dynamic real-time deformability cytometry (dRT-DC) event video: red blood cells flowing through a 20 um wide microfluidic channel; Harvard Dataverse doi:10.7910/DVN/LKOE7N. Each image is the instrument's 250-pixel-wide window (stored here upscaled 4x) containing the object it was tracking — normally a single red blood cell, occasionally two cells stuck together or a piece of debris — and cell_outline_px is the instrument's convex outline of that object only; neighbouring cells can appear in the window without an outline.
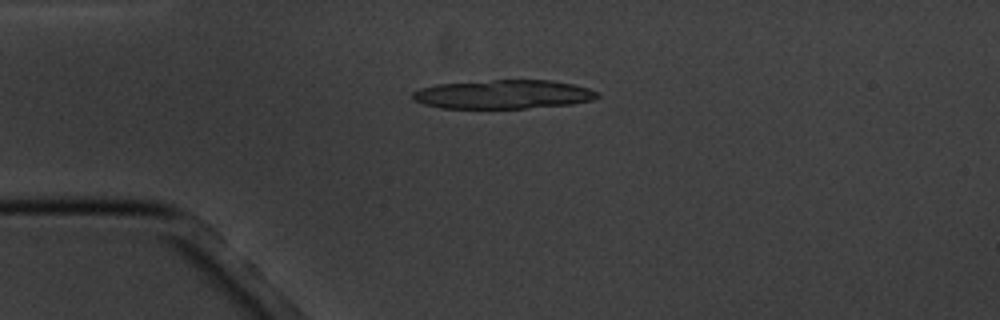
{"species": "common noctule bat (a hibernating species)", "species_latin": "Nyctalus noctula", "temperature_condition": "cold", "stored_images_in_passage": 4, "camera_frame_rate_fps": 3000, "um_per_image_px": 0.085, "animal": {"sex": "male", "body_mass_g": 20.1, "forearm_length_mm": 53.5}, "frame": {"image": 1, "passage_image": 3, "time_ms": 3.333, "image_size_px": [1000, 320], "cell_outline_px": [[600, 96], [592, 100], [572, 104], [524, 108], [440, 108], [424, 104], [412, 100], [412, 92], [420, 88], [436, 84], [492, 80], [552, 80], [572, 84], [588, 88], [600, 92]], "centroid_in_image_um": [42.77, 8.02], "position_along_channel_um": 42.2, "area_um2": 31.21}}